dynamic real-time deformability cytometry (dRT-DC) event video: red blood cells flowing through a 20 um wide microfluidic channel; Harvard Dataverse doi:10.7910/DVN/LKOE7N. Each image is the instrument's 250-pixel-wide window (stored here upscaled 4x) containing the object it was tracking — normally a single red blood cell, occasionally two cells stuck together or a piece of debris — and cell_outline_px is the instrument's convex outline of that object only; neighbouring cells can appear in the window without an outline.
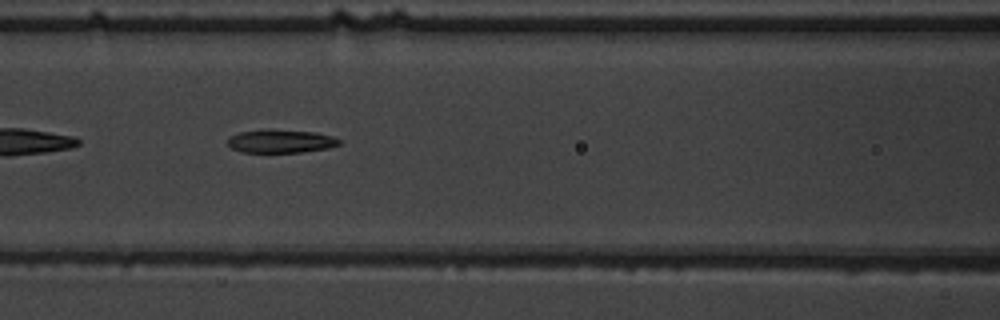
{"species": "common noctule bat (a hibernating species)", "species_latin": "Nyctalus noctula", "temperature_condition": "warm", "stored_images_in_passage": 44, "camera_frame_rate_fps": 3000, "um_per_image_px": 0.085, "animal": {"sex": "male", "body_mass_g": 19.5, "forearm_length_mm": 54.6}, "frame": {"image": 1, "passage_image": 14, "time_ms": 4.333, "image_size_px": [1000, 320], "cell_outline_px": [[340, 144], [328, 148], [300, 152], [240, 152], [232, 148], [228, 144], [228, 136], [240, 132], [316, 132], [332, 136], [340, 140]], "centroid_in_image_um": [23.88, 12.05], "position_along_channel_um": 142.7, "area_um2": 14.22}}
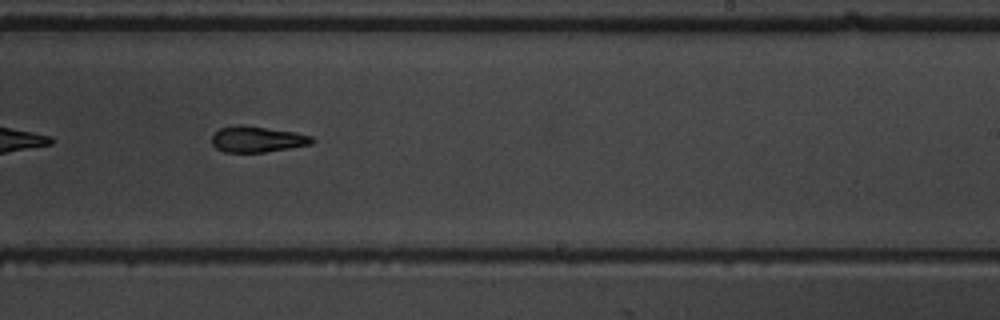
{"frame": {"image": 2, "passage_image": 24, "time_ms": 7.667, "image_size_px": [1000, 320], "cell_outline_px": [[316, 140], [312, 144], [264, 152], [224, 152], [216, 148], [212, 144], [212, 136], [220, 128], [244, 124], [292, 132], [312, 136]], "centroid_in_image_um": [21.86, 11.84], "position_along_channel_um": 267.1, "area_um2": 15.03}}
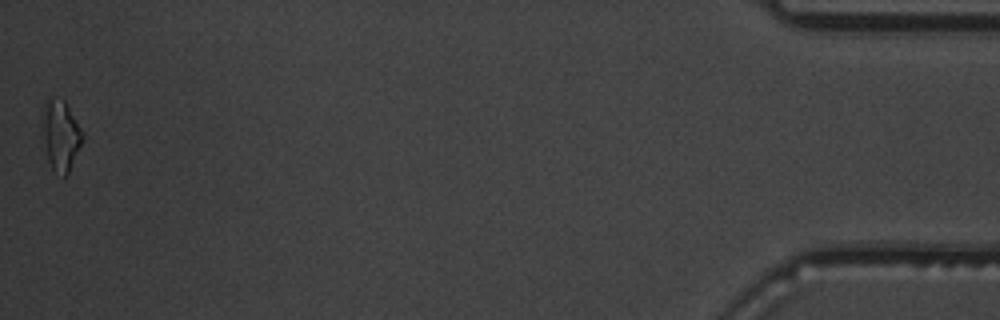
{"frame": {"image": 3, "passage_image": 44, "time_ms": 14.333, "image_size_px": [1000, 320], "cell_outline_px": [[84, 136], [68, 172], [64, 176], [52, 172], [48, 160], [40, 116], [44, 104], [48, 96], [64, 100], [84, 132]], "centroid_in_image_um": [5.13, 11.45], "position_along_channel_um": 430.1, "area_um2": 16.53}, "authors_computed_cell_mechanics": {"area_um2": 15.7505, "velocity_mm_per_s": 3.7455, "shape_relaxation_time_tau1_ms": 3.6374, "shape_relaxation_time_tau2_ms": 4.2127, "deformation_change_tau1": 0.1603, "deformation_change_tau2": 0.1318}}